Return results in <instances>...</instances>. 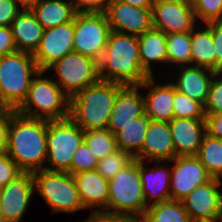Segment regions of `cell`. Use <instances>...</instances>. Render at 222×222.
I'll list each match as a JSON object with an SVG mask.
<instances>
[{"label": "cell", "instance_id": "cell-1", "mask_svg": "<svg viewBox=\"0 0 222 222\" xmlns=\"http://www.w3.org/2000/svg\"><path fill=\"white\" fill-rule=\"evenodd\" d=\"M48 120L11 112L6 153L23 172L45 169Z\"/></svg>", "mask_w": 222, "mask_h": 222}, {"label": "cell", "instance_id": "cell-2", "mask_svg": "<svg viewBox=\"0 0 222 222\" xmlns=\"http://www.w3.org/2000/svg\"><path fill=\"white\" fill-rule=\"evenodd\" d=\"M99 78L124 86L141 85L149 75L142 69L138 36L110 31L98 62Z\"/></svg>", "mask_w": 222, "mask_h": 222}, {"label": "cell", "instance_id": "cell-3", "mask_svg": "<svg viewBox=\"0 0 222 222\" xmlns=\"http://www.w3.org/2000/svg\"><path fill=\"white\" fill-rule=\"evenodd\" d=\"M124 85L99 80L70 98L69 117L84 131L106 129L119 90Z\"/></svg>", "mask_w": 222, "mask_h": 222}, {"label": "cell", "instance_id": "cell-4", "mask_svg": "<svg viewBox=\"0 0 222 222\" xmlns=\"http://www.w3.org/2000/svg\"><path fill=\"white\" fill-rule=\"evenodd\" d=\"M44 73L46 71L39 70L33 76L25 100L15 111L48 121L69 117L70 97L52 78L42 77Z\"/></svg>", "mask_w": 222, "mask_h": 222}, {"label": "cell", "instance_id": "cell-5", "mask_svg": "<svg viewBox=\"0 0 222 222\" xmlns=\"http://www.w3.org/2000/svg\"><path fill=\"white\" fill-rule=\"evenodd\" d=\"M38 71L31 53L15 51L0 57V106L16 110Z\"/></svg>", "mask_w": 222, "mask_h": 222}, {"label": "cell", "instance_id": "cell-6", "mask_svg": "<svg viewBox=\"0 0 222 222\" xmlns=\"http://www.w3.org/2000/svg\"><path fill=\"white\" fill-rule=\"evenodd\" d=\"M146 209L139 160L134 158L109 181L107 213L143 217Z\"/></svg>", "mask_w": 222, "mask_h": 222}, {"label": "cell", "instance_id": "cell-7", "mask_svg": "<svg viewBox=\"0 0 222 222\" xmlns=\"http://www.w3.org/2000/svg\"><path fill=\"white\" fill-rule=\"evenodd\" d=\"M46 142V163L49 165H46L45 169L71 174L73 155L84 143V130L70 117L50 120L48 121Z\"/></svg>", "mask_w": 222, "mask_h": 222}, {"label": "cell", "instance_id": "cell-8", "mask_svg": "<svg viewBox=\"0 0 222 222\" xmlns=\"http://www.w3.org/2000/svg\"><path fill=\"white\" fill-rule=\"evenodd\" d=\"M35 191L42 196L52 213H75L84 209L75 180L68 172L38 170L32 173Z\"/></svg>", "mask_w": 222, "mask_h": 222}, {"label": "cell", "instance_id": "cell-9", "mask_svg": "<svg viewBox=\"0 0 222 222\" xmlns=\"http://www.w3.org/2000/svg\"><path fill=\"white\" fill-rule=\"evenodd\" d=\"M51 69L57 75L54 81L70 98L100 80L98 61L74 51L54 62L46 72Z\"/></svg>", "mask_w": 222, "mask_h": 222}, {"label": "cell", "instance_id": "cell-10", "mask_svg": "<svg viewBox=\"0 0 222 222\" xmlns=\"http://www.w3.org/2000/svg\"><path fill=\"white\" fill-rule=\"evenodd\" d=\"M110 31L105 13H77L74 17V52L99 62Z\"/></svg>", "mask_w": 222, "mask_h": 222}, {"label": "cell", "instance_id": "cell-11", "mask_svg": "<svg viewBox=\"0 0 222 222\" xmlns=\"http://www.w3.org/2000/svg\"><path fill=\"white\" fill-rule=\"evenodd\" d=\"M151 10L153 28L166 34L200 28L190 0H154Z\"/></svg>", "mask_w": 222, "mask_h": 222}, {"label": "cell", "instance_id": "cell-12", "mask_svg": "<svg viewBox=\"0 0 222 222\" xmlns=\"http://www.w3.org/2000/svg\"><path fill=\"white\" fill-rule=\"evenodd\" d=\"M222 180L197 186L181 202L191 220H222Z\"/></svg>", "mask_w": 222, "mask_h": 222}, {"label": "cell", "instance_id": "cell-13", "mask_svg": "<svg viewBox=\"0 0 222 222\" xmlns=\"http://www.w3.org/2000/svg\"><path fill=\"white\" fill-rule=\"evenodd\" d=\"M171 166V200L181 201L197 186L209 182L212 177L196 156H176Z\"/></svg>", "mask_w": 222, "mask_h": 222}, {"label": "cell", "instance_id": "cell-14", "mask_svg": "<svg viewBox=\"0 0 222 222\" xmlns=\"http://www.w3.org/2000/svg\"><path fill=\"white\" fill-rule=\"evenodd\" d=\"M74 20L46 29L36 51L32 54L37 68L46 71L54 62L74 51Z\"/></svg>", "mask_w": 222, "mask_h": 222}, {"label": "cell", "instance_id": "cell-15", "mask_svg": "<svg viewBox=\"0 0 222 222\" xmlns=\"http://www.w3.org/2000/svg\"><path fill=\"white\" fill-rule=\"evenodd\" d=\"M112 31L134 36L153 28L151 8H137L122 1H111L105 12Z\"/></svg>", "mask_w": 222, "mask_h": 222}, {"label": "cell", "instance_id": "cell-16", "mask_svg": "<svg viewBox=\"0 0 222 222\" xmlns=\"http://www.w3.org/2000/svg\"><path fill=\"white\" fill-rule=\"evenodd\" d=\"M34 192V179L30 172H23L0 188V207L6 222H20Z\"/></svg>", "mask_w": 222, "mask_h": 222}, {"label": "cell", "instance_id": "cell-17", "mask_svg": "<svg viewBox=\"0 0 222 222\" xmlns=\"http://www.w3.org/2000/svg\"><path fill=\"white\" fill-rule=\"evenodd\" d=\"M141 85L123 86L115 100L107 129L115 136L123 126L145 113Z\"/></svg>", "mask_w": 222, "mask_h": 222}, {"label": "cell", "instance_id": "cell-18", "mask_svg": "<svg viewBox=\"0 0 222 222\" xmlns=\"http://www.w3.org/2000/svg\"><path fill=\"white\" fill-rule=\"evenodd\" d=\"M134 158L143 162H169L175 158V147L168 122H150L142 149Z\"/></svg>", "mask_w": 222, "mask_h": 222}, {"label": "cell", "instance_id": "cell-19", "mask_svg": "<svg viewBox=\"0 0 222 222\" xmlns=\"http://www.w3.org/2000/svg\"><path fill=\"white\" fill-rule=\"evenodd\" d=\"M72 176L84 209L95 208L92 209L90 216L102 212L107 213L109 181L103 178L96 169L79 172Z\"/></svg>", "mask_w": 222, "mask_h": 222}, {"label": "cell", "instance_id": "cell-20", "mask_svg": "<svg viewBox=\"0 0 222 222\" xmlns=\"http://www.w3.org/2000/svg\"><path fill=\"white\" fill-rule=\"evenodd\" d=\"M147 93L144 95V108L151 121L170 122L174 118L173 98L174 84L172 82L157 84L154 76H149L142 84Z\"/></svg>", "mask_w": 222, "mask_h": 222}, {"label": "cell", "instance_id": "cell-21", "mask_svg": "<svg viewBox=\"0 0 222 222\" xmlns=\"http://www.w3.org/2000/svg\"><path fill=\"white\" fill-rule=\"evenodd\" d=\"M149 162L139 161V176L142 182L146 206L171 200L170 176L171 167L165 166L168 161H153L156 168H146ZM159 165V166H158ZM149 202V203H148Z\"/></svg>", "mask_w": 222, "mask_h": 222}, {"label": "cell", "instance_id": "cell-22", "mask_svg": "<svg viewBox=\"0 0 222 222\" xmlns=\"http://www.w3.org/2000/svg\"><path fill=\"white\" fill-rule=\"evenodd\" d=\"M169 123L176 156H196L206 134L204 119L173 118Z\"/></svg>", "mask_w": 222, "mask_h": 222}, {"label": "cell", "instance_id": "cell-23", "mask_svg": "<svg viewBox=\"0 0 222 222\" xmlns=\"http://www.w3.org/2000/svg\"><path fill=\"white\" fill-rule=\"evenodd\" d=\"M179 75L172 81L176 90L187 95L191 99L206 103L211 81L216 72L197 66L178 67Z\"/></svg>", "mask_w": 222, "mask_h": 222}, {"label": "cell", "instance_id": "cell-24", "mask_svg": "<svg viewBox=\"0 0 222 222\" xmlns=\"http://www.w3.org/2000/svg\"><path fill=\"white\" fill-rule=\"evenodd\" d=\"M17 51L33 54L38 48L44 28L30 9H22L10 25Z\"/></svg>", "mask_w": 222, "mask_h": 222}, {"label": "cell", "instance_id": "cell-25", "mask_svg": "<svg viewBox=\"0 0 222 222\" xmlns=\"http://www.w3.org/2000/svg\"><path fill=\"white\" fill-rule=\"evenodd\" d=\"M30 10L44 30L71 22L77 14L71 0H39Z\"/></svg>", "mask_w": 222, "mask_h": 222}, {"label": "cell", "instance_id": "cell-26", "mask_svg": "<svg viewBox=\"0 0 222 222\" xmlns=\"http://www.w3.org/2000/svg\"><path fill=\"white\" fill-rule=\"evenodd\" d=\"M138 43L141 66L149 76H153V62L168 64L166 33L152 28L138 36Z\"/></svg>", "mask_w": 222, "mask_h": 222}, {"label": "cell", "instance_id": "cell-27", "mask_svg": "<svg viewBox=\"0 0 222 222\" xmlns=\"http://www.w3.org/2000/svg\"><path fill=\"white\" fill-rule=\"evenodd\" d=\"M215 44L211 30L203 24L198 31H191V66L203 67L215 72Z\"/></svg>", "mask_w": 222, "mask_h": 222}, {"label": "cell", "instance_id": "cell-28", "mask_svg": "<svg viewBox=\"0 0 222 222\" xmlns=\"http://www.w3.org/2000/svg\"><path fill=\"white\" fill-rule=\"evenodd\" d=\"M150 122L151 118L144 113L123 126L122 130L115 135L117 148L122 152L129 153L134 158L142 149Z\"/></svg>", "mask_w": 222, "mask_h": 222}, {"label": "cell", "instance_id": "cell-29", "mask_svg": "<svg viewBox=\"0 0 222 222\" xmlns=\"http://www.w3.org/2000/svg\"><path fill=\"white\" fill-rule=\"evenodd\" d=\"M190 217L181 201L168 200L147 207L144 222H190Z\"/></svg>", "mask_w": 222, "mask_h": 222}, {"label": "cell", "instance_id": "cell-30", "mask_svg": "<svg viewBox=\"0 0 222 222\" xmlns=\"http://www.w3.org/2000/svg\"><path fill=\"white\" fill-rule=\"evenodd\" d=\"M212 178L222 179V140L205 134L196 155Z\"/></svg>", "mask_w": 222, "mask_h": 222}, {"label": "cell", "instance_id": "cell-31", "mask_svg": "<svg viewBox=\"0 0 222 222\" xmlns=\"http://www.w3.org/2000/svg\"><path fill=\"white\" fill-rule=\"evenodd\" d=\"M168 64L191 66V32L166 34Z\"/></svg>", "mask_w": 222, "mask_h": 222}, {"label": "cell", "instance_id": "cell-32", "mask_svg": "<svg viewBox=\"0 0 222 222\" xmlns=\"http://www.w3.org/2000/svg\"><path fill=\"white\" fill-rule=\"evenodd\" d=\"M84 143L98 161L118 149L115 136L107 128L84 131Z\"/></svg>", "mask_w": 222, "mask_h": 222}, {"label": "cell", "instance_id": "cell-33", "mask_svg": "<svg viewBox=\"0 0 222 222\" xmlns=\"http://www.w3.org/2000/svg\"><path fill=\"white\" fill-rule=\"evenodd\" d=\"M173 114L174 118H205L204 106L200 102L191 99L187 95L176 90L175 86L173 98Z\"/></svg>", "mask_w": 222, "mask_h": 222}, {"label": "cell", "instance_id": "cell-34", "mask_svg": "<svg viewBox=\"0 0 222 222\" xmlns=\"http://www.w3.org/2000/svg\"><path fill=\"white\" fill-rule=\"evenodd\" d=\"M134 158L126 152L117 149L97 163L96 171L110 181L121 169L127 166Z\"/></svg>", "mask_w": 222, "mask_h": 222}, {"label": "cell", "instance_id": "cell-35", "mask_svg": "<svg viewBox=\"0 0 222 222\" xmlns=\"http://www.w3.org/2000/svg\"><path fill=\"white\" fill-rule=\"evenodd\" d=\"M190 1L198 22L207 23L210 21H222V0Z\"/></svg>", "mask_w": 222, "mask_h": 222}, {"label": "cell", "instance_id": "cell-36", "mask_svg": "<svg viewBox=\"0 0 222 222\" xmlns=\"http://www.w3.org/2000/svg\"><path fill=\"white\" fill-rule=\"evenodd\" d=\"M98 159L93 155L89 147L83 143L74 153L71 163V174L97 168Z\"/></svg>", "mask_w": 222, "mask_h": 222}, {"label": "cell", "instance_id": "cell-37", "mask_svg": "<svg viewBox=\"0 0 222 222\" xmlns=\"http://www.w3.org/2000/svg\"><path fill=\"white\" fill-rule=\"evenodd\" d=\"M205 114L222 113V76L216 73L211 81L204 105Z\"/></svg>", "mask_w": 222, "mask_h": 222}, {"label": "cell", "instance_id": "cell-38", "mask_svg": "<svg viewBox=\"0 0 222 222\" xmlns=\"http://www.w3.org/2000/svg\"><path fill=\"white\" fill-rule=\"evenodd\" d=\"M23 171L6 153H0V188L15 180Z\"/></svg>", "mask_w": 222, "mask_h": 222}, {"label": "cell", "instance_id": "cell-39", "mask_svg": "<svg viewBox=\"0 0 222 222\" xmlns=\"http://www.w3.org/2000/svg\"><path fill=\"white\" fill-rule=\"evenodd\" d=\"M210 30L215 44V72L222 67V21H210L204 23Z\"/></svg>", "mask_w": 222, "mask_h": 222}, {"label": "cell", "instance_id": "cell-40", "mask_svg": "<svg viewBox=\"0 0 222 222\" xmlns=\"http://www.w3.org/2000/svg\"><path fill=\"white\" fill-rule=\"evenodd\" d=\"M22 9L17 0H0V26L10 27Z\"/></svg>", "mask_w": 222, "mask_h": 222}, {"label": "cell", "instance_id": "cell-41", "mask_svg": "<svg viewBox=\"0 0 222 222\" xmlns=\"http://www.w3.org/2000/svg\"><path fill=\"white\" fill-rule=\"evenodd\" d=\"M77 13H105L111 0H71Z\"/></svg>", "mask_w": 222, "mask_h": 222}, {"label": "cell", "instance_id": "cell-42", "mask_svg": "<svg viewBox=\"0 0 222 222\" xmlns=\"http://www.w3.org/2000/svg\"><path fill=\"white\" fill-rule=\"evenodd\" d=\"M82 222H144L143 217L136 215H122V214H109V213H97L92 216L89 215Z\"/></svg>", "mask_w": 222, "mask_h": 222}, {"label": "cell", "instance_id": "cell-43", "mask_svg": "<svg viewBox=\"0 0 222 222\" xmlns=\"http://www.w3.org/2000/svg\"><path fill=\"white\" fill-rule=\"evenodd\" d=\"M204 120L206 134L222 140V113L205 114Z\"/></svg>", "mask_w": 222, "mask_h": 222}, {"label": "cell", "instance_id": "cell-44", "mask_svg": "<svg viewBox=\"0 0 222 222\" xmlns=\"http://www.w3.org/2000/svg\"><path fill=\"white\" fill-rule=\"evenodd\" d=\"M13 110L7 107L0 106V153L6 152L8 128Z\"/></svg>", "mask_w": 222, "mask_h": 222}, {"label": "cell", "instance_id": "cell-45", "mask_svg": "<svg viewBox=\"0 0 222 222\" xmlns=\"http://www.w3.org/2000/svg\"><path fill=\"white\" fill-rule=\"evenodd\" d=\"M17 51L10 27L0 26V57Z\"/></svg>", "mask_w": 222, "mask_h": 222}, {"label": "cell", "instance_id": "cell-46", "mask_svg": "<svg viewBox=\"0 0 222 222\" xmlns=\"http://www.w3.org/2000/svg\"><path fill=\"white\" fill-rule=\"evenodd\" d=\"M122 1L137 8H152L154 0H111Z\"/></svg>", "mask_w": 222, "mask_h": 222}, {"label": "cell", "instance_id": "cell-47", "mask_svg": "<svg viewBox=\"0 0 222 222\" xmlns=\"http://www.w3.org/2000/svg\"><path fill=\"white\" fill-rule=\"evenodd\" d=\"M39 0H17L18 4L23 9H30L33 5H35Z\"/></svg>", "mask_w": 222, "mask_h": 222}, {"label": "cell", "instance_id": "cell-48", "mask_svg": "<svg viewBox=\"0 0 222 222\" xmlns=\"http://www.w3.org/2000/svg\"><path fill=\"white\" fill-rule=\"evenodd\" d=\"M190 222H222V220H190Z\"/></svg>", "mask_w": 222, "mask_h": 222}, {"label": "cell", "instance_id": "cell-49", "mask_svg": "<svg viewBox=\"0 0 222 222\" xmlns=\"http://www.w3.org/2000/svg\"><path fill=\"white\" fill-rule=\"evenodd\" d=\"M0 222H6L4 217H3L1 207H0Z\"/></svg>", "mask_w": 222, "mask_h": 222}, {"label": "cell", "instance_id": "cell-50", "mask_svg": "<svg viewBox=\"0 0 222 222\" xmlns=\"http://www.w3.org/2000/svg\"><path fill=\"white\" fill-rule=\"evenodd\" d=\"M220 76H222V67L221 69L217 72Z\"/></svg>", "mask_w": 222, "mask_h": 222}]
</instances>
